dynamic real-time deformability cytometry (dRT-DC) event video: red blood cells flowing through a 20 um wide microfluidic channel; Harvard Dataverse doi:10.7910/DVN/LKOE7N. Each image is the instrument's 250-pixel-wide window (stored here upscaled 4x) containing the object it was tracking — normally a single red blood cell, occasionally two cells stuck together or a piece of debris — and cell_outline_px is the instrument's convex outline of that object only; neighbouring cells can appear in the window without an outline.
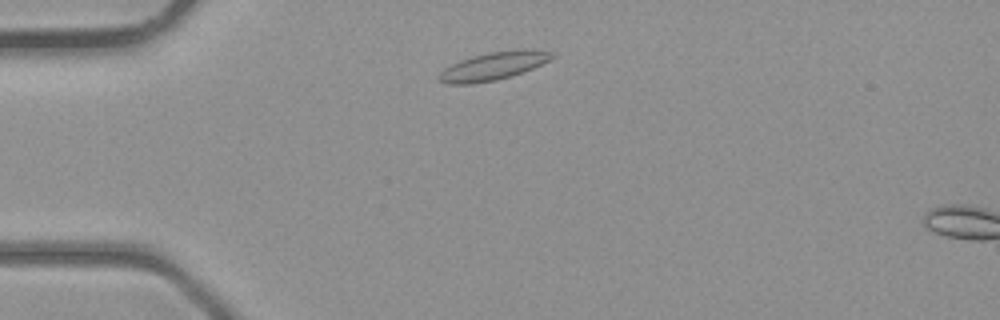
{"species": "common noctule bat (a hibernating species)", "species_latin": "Nyctalus noctula", "temperature_condition": "room temperature", "stored_images_in_passage": 2, "camera_frame_rate_fps": 3000, "um_per_image_px": 0.085, "animal": {"sex": "male", "body_mass_g": 23.1, "forearm_length_mm": 52.7}, "frame": {"image": 1, "passage_image": 1, "time_ms": 0.0, "image_size_px": [1000, 320], "cell_outline_px": [[556, 56], [552, 60], [524, 72], [512, 76], [496, 80], [472, 84], [444, 84], [436, 76], [444, 68], [460, 60], [472, 56], [488, 52], [516, 48], [532, 48], [556, 52]], "centroid_in_image_um": [42.02, 5.58], "position_along_channel_um": 43.0, "area_um2": 19.13}}